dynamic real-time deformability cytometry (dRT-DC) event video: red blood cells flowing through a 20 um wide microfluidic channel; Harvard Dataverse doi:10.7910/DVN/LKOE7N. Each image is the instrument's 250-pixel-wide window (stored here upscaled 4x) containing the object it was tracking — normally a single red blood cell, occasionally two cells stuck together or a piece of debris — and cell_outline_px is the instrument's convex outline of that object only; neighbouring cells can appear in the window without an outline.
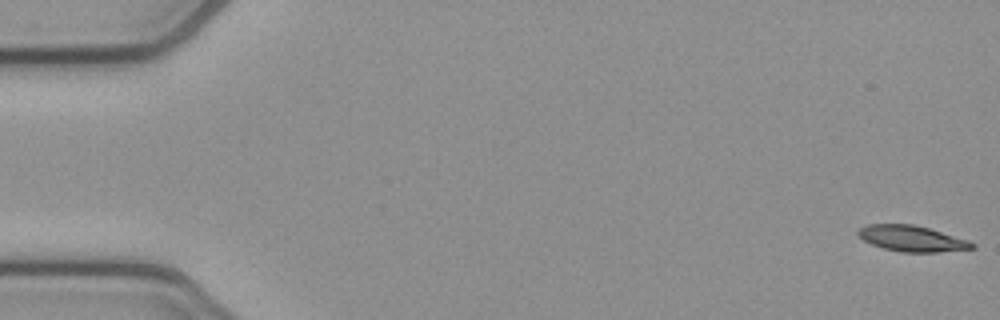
{"species": "common noctule bat (a hibernating species)", "species_latin": "Nyctalus noctula", "temperature_condition": "cold", "stored_images_in_passage": 53, "camera_frame_rate_fps": 3000, "um_per_image_px": 0.085, "animal": {"sex": "female", "body_mass_g": 21.9}, "frame": {"image": 1, "passage_image": 1, "time_ms": 0.0, "image_size_px": [1000, 320], "cell_outline_px": [[976, 248], [940, 252], [900, 252], [884, 248], [872, 244], [864, 240], [856, 232], [860, 228], [868, 224], [912, 224], [928, 228], [968, 240], [976, 244]], "centroid_in_image_um": [77.53, 20.28], "position_along_channel_um": 7.5, "area_um2": 17.05}}
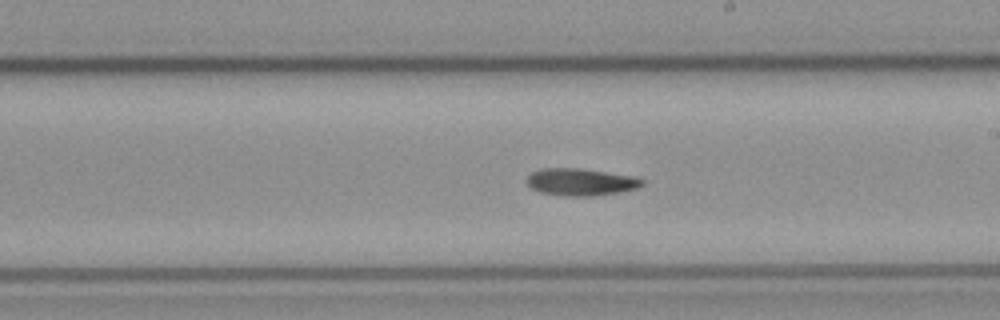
{"frame": {"image": 2, "passage_image": 30, "time_ms": 9.667, "image_size_px": [1000, 320], "cell_outline_px": [[644, 184], [636, 188], [620, 192], [592, 196], [560, 196], [540, 192], [532, 188], [524, 180], [532, 172], [540, 168], [580, 168], [636, 176], [644, 180]], "centroid_in_image_um": [49.35, 15.46], "position_along_channel_um": 239.6, "area_um2": 18.5}}
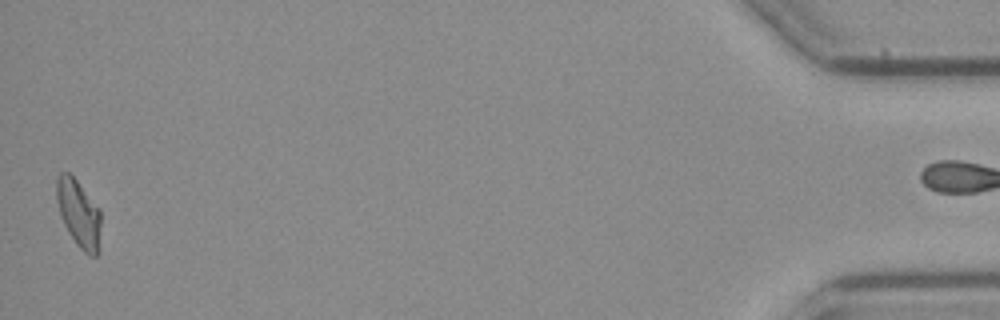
{"frame": {"image": 3, "passage_image": 52, "time_ms": 17.0, "image_size_px": [1000, 320], "cell_outline_px": [[100, 252], [96, 256], [92, 256], [84, 252], [76, 244], [68, 232], [60, 216], [56, 200], [56, 176], [60, 172], [68, 172], [76, 180], [100, 208]], "centroid_in_image_um": [6.69, 18.16], "position_along_channel_um": 428.5, "area_um2": 17.69}, "authors_computed_cell_mechanics": {"area_um2": 17.6868, "velocity_mm_per_s": 3.911, "shape_relaxation_time_tau1_ms": 9.6755, "shape_relaxation_time_tau2_ms": null, "deformation_change_tau1": 0.1959, "deformation_change_tau2": null}}